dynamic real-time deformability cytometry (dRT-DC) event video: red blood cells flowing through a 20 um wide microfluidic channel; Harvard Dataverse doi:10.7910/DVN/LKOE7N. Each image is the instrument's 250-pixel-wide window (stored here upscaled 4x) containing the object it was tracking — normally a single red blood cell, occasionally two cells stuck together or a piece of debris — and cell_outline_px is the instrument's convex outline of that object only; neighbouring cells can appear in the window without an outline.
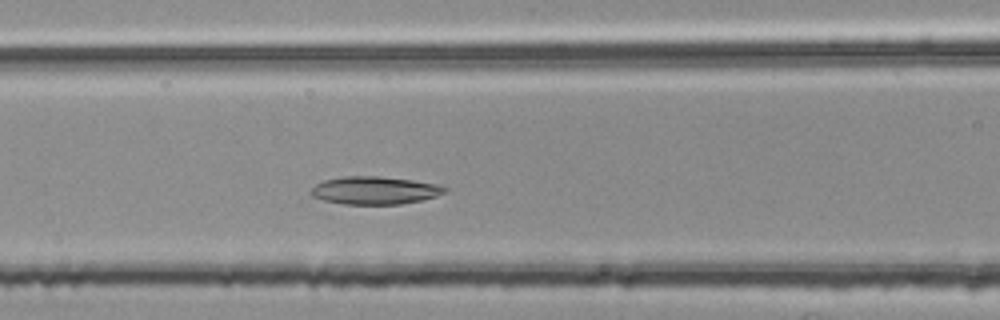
{"species": "common noctule bat (a hibernating species)", "species_latin": "Nyctalus noctula", "temperature_condition": "room temperature", "stored_images_in_passage": 38, "camera_frame_rate_fps": 3000, "um_per_image_px": 0.085, "animal": {"sex": "female", "body_mass_g": 25.1}, "frame": {"image": 1, "passage_image": 11, "time_ms": 3.333, "image_size_px": [1000, 320], "cell_outline_px": [[448, 188], [444, 192], [436, 196], [420, 200], [400, 204], [344, 204], [324, 200], [312, 196], [308, 192], [316, 184], [324, 180], [344, 176], [380, 176], [444, 184]], "centroid_in_image_um": [31.87, 16.17], "position_along_channel_um": 134.7, "area_um2": 21.79}}
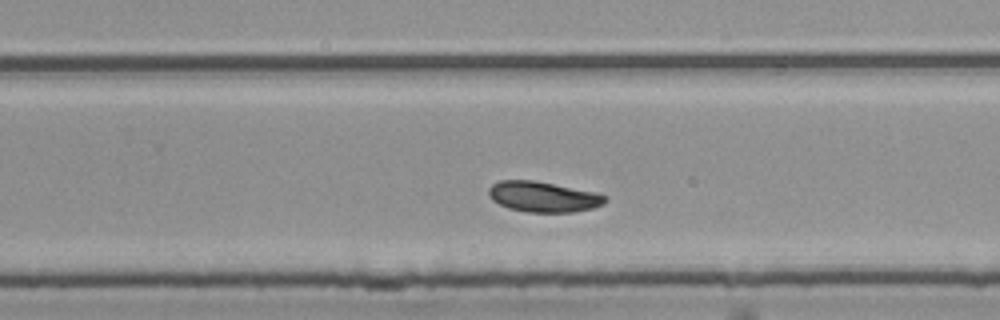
{"frame": {"image": 2, "passage_image": 23, "time_ms": 7.333, "image_size_px": [1000, 320], "cell_outline_px": [[608, 200], [604, 204], [592, 208], [572, 212], [528, 212], [508, 208], [492, 200], [488, 196], [488, 188], [492, 184], [500, 180], [532, 180], [592, 192], [608, 196]], "centroid_in_image_um": [46.14, 16.73], "position_along_channel_um": 283.7, "area_um2": 20.52}}
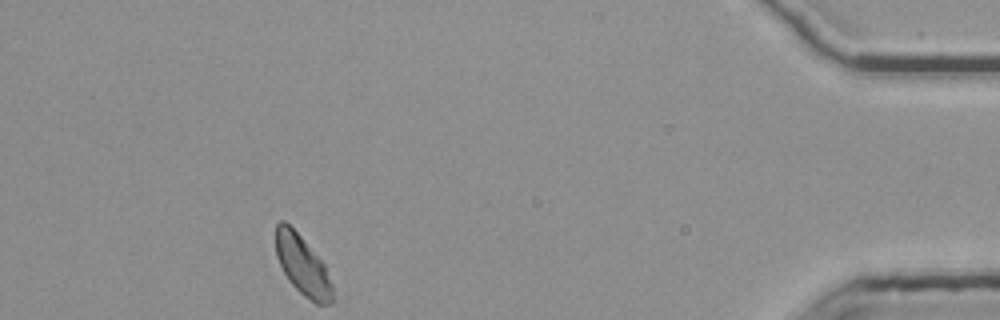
{"frame": {"image": 3, "passage_image": 38, "time_ms": 12.333, "image_size_px": [1000, 320], "cell_outline_px": [[332, 304], [316, 304], [304, 296], [288, 280], [276, 256], [276, 224], [280, 220], [284, 220], [300, 236], [324, 264], [332, 284]], "centroid_in_image_um": [25.71, 22.57], "position_along_channel_um": 409.5, "area_um2": 19.36}, "authors_computed_cell_mechanics": {"area_um2": 20.7213, "velocity_mm_per_s": 3.7395, "shape_relaxation_time_tau1_ms": 10.2307, "shape_relaxation_time_tau2_ms": null, "deformation_change_tau1": 0.1677, "deformation_change_tau2": null}}